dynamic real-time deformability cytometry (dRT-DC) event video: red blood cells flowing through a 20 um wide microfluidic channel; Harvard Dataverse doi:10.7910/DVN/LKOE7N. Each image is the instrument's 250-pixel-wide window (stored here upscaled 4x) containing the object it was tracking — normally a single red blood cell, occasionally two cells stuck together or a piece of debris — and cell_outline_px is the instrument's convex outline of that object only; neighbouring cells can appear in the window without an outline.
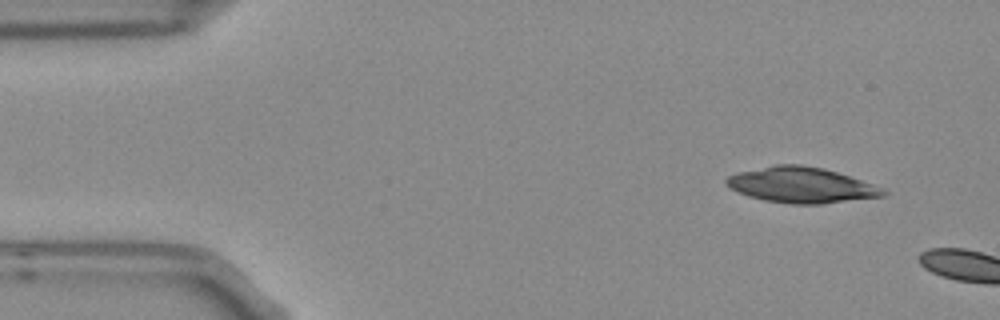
{"species": "Egyptian fruit bat (a non-hibernating species)", "species_latin": "Rousettus aegyptiacus", "temperature_condition": "room temperature", "stored_images_in_passage": 4, "camera_frame_rate_fps": 3000, "um_per_image_px": 0.085, "frame": {"image": 1, "passage_image": 1, "time_ms": 0.0, "image_size_px": [1000, 320], "cell_outline_px": [[888, 192], [884, 196], [820, 204], [792, 204], [764, 200], [748, 196], [728, 188], [724, 184], [724, 180], [728, 176], [736, 172], [776, 164], [804, 164], [824, 168], [872, 184]], "centroid_in_image_um": [68.03, 15.72], "position_along_channel_um": 17.0, "area_um2": 32.54}}